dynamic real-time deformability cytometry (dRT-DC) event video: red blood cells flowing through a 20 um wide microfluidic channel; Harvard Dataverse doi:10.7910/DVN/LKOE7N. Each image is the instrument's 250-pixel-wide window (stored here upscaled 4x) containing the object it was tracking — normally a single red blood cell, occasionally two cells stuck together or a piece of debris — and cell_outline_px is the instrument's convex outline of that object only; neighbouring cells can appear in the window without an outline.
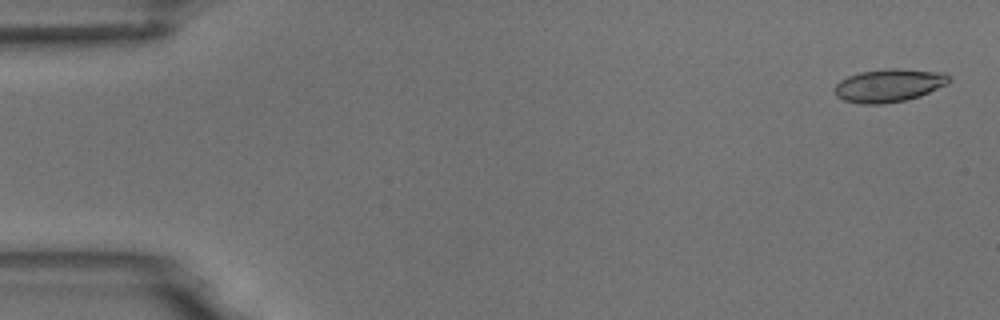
{"species": "common noctule bat (a hibernating species)", "species_latin": "Nyctalus noctula", "temperature_condition": "room temperature", "stored_images_in_passage": 4, "camera_frame_rate_fps": 3000, "um_per_image_px": 0.085, "animal": {"sex": "male", "body_mass_g": 18.8}, "frame": {"image": 1, "passage_image": 1, "time_ms": 0.0, "image_size_px": [1000, 320], "cell_outline_px": [[948, 84], [920, 96], [904, 100], [884, 104], [864, 104], [844, 100], [836, 96], [836, 84], [840, 80], [848, 76], [860, 72], [888, 68], [900, 68], [944, 72], [948, 76]], "centroid_in_image_um": [75.57, 7.25], "position_along_channel_um": 9.4, "area_um2": 21.96}}
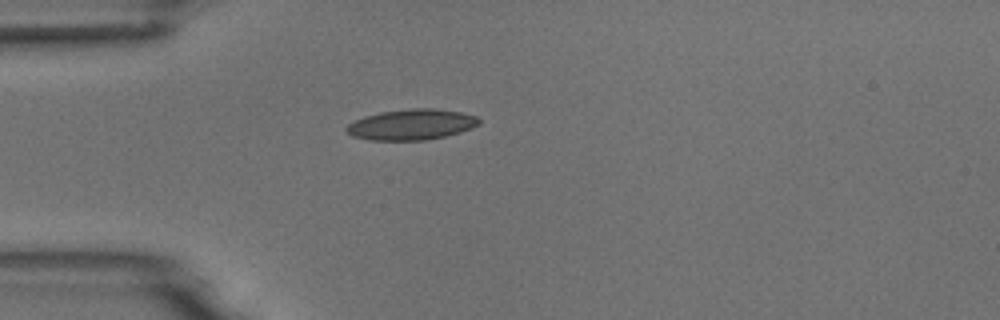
{"frame": {"image": 2, "passage_image": 4, "time_ms": 4.333, "image_size_px": [1000, 320], "cell_outline_px": [[480, 124], [472, 128], [460, 132], [444, 136], [424, 140], [372, 140], [352, 136], [344, 128], [348, 124], [364, 116], [380, 112], [412, 108], [436, 108], [460, 112], [476, 116], [480, 120]], "centroid_in_image_um": [34.98, 10.58], "position_along_channel_um": 50.0, "area_um2": 23.64}}